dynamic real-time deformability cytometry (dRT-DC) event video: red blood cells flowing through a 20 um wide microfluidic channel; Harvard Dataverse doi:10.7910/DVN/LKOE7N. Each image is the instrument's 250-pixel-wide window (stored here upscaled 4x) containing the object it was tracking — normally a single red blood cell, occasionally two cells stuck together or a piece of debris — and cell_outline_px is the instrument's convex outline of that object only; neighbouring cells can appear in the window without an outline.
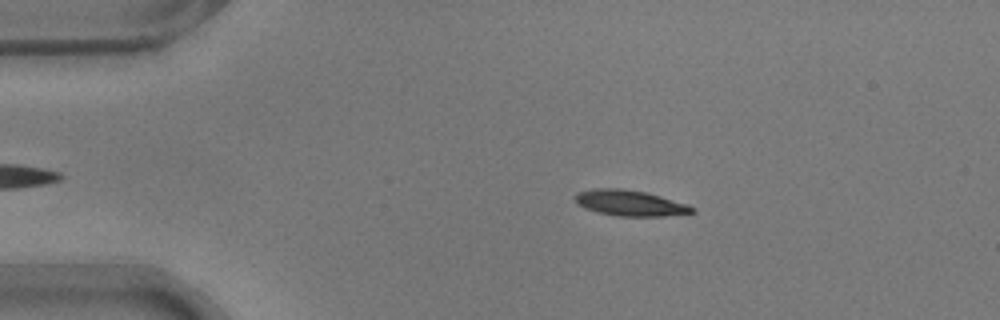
{"species": "common noctule bat (a hibernating species)", "species_latin": "Nyctalus noctula", "temperature_condition": "warm", "stored_images_in_passage": 39, "camera_frame_rate_fps": 3000, "um_per_image_px": 0.085, "animal": {"sex": "male", "body_mass_g": 17.9}, "frame": {"image": 1, "passage_image": 3, "time_ms": 0.667, "image_size_px": [1000, 320], "cell_outline_px": [[696, 212], [664, 216], [620, 216], [600, 212], [584, 208], [576, 204], [576, 192], [596, 188], [620, 188], [644, 192], [660, 196], [688, 204], [696, 208]], "centroid_in_image_um": [53.57, 17.25], "position_along_channel_um": 31.4, "area_um2": 17.46}}
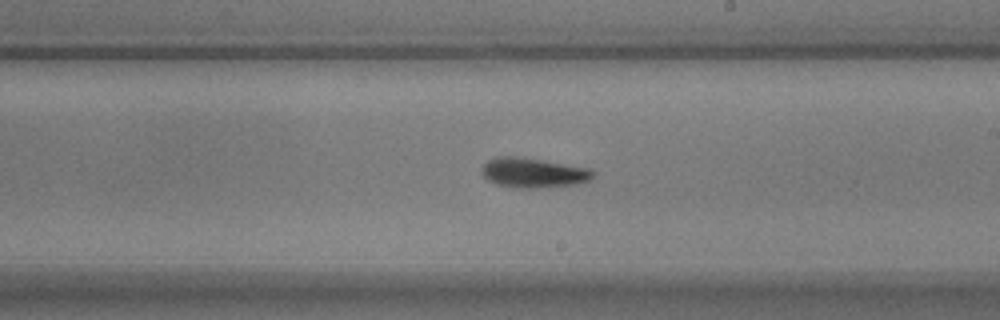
{"frame": {"image": 2, "passage_image": 24, "time_ms": 7.667, "image_size_px": [1000, 320], "cell_outline_px": [[596, 172], [588, 180], [576, 184], [528, 188], [520, 188], [500, 184], [488, 180], [480, 172], [480, 168], [488, 160], [496, 156], [524, 156], [588, 168]], "centroid_in_image_um": [45.29, 14.65], "position_along_channel_um": 243.7, "area_um2": 19.25}}
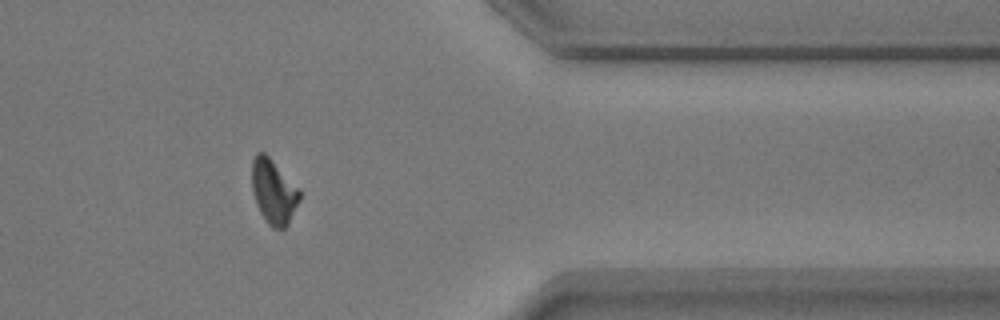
{"frame": {"image": 3, "passage_image": 37, "time_ms": 12.0, "image_size_px": [1000, 320], "cell_outline_px": [[300, 200], [288, 224], [284, 228], [272, 228], [264, 220], [256, 204], [252, 192], [252, 160], [256, 152], [264, 152], [300, 188]], "centroid_in_image_um": [23.25, 16.29], "position_along_channel_um": 388.1, "area_um2": 18.09}, "authors_computed_cell_mechanics": {"area_um2": 18.0914, "velocity_mm_per_s": 3.7383, "shape_relaxation_time_tau1_ms": 2.4877, "shape_relaxation_time_tau2_ms": 5.0545, "deformation_change_tau1": 0.1597, "deformation_change_tau2": 0.1343}}